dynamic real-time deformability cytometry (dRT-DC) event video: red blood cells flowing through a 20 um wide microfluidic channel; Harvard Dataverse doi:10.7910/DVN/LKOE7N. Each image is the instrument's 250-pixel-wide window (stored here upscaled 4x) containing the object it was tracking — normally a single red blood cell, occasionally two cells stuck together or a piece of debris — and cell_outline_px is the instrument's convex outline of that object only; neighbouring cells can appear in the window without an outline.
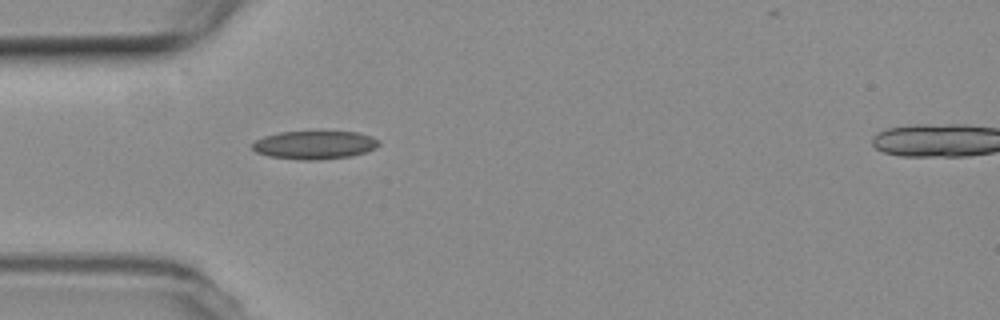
{"species": "common noctule bat (a hibernating species)", "species_latin": "Nyctalus noctula", "temperature_condition": "room temperature", "stored_images_in_passage": 2, "camera_frame_rate_fps": 3000, "um_per_image_px": 0.085, "animal": {"sex": "female", "body_mass_g": 19.3, "forearm_length_mm": 54.1}, "frame": {"image": 1, "passage_image": 1, "time_ms": 0.0, "image_size_px": [1000, 320], "cell_outline_px": [[380, 144], [376, 148], [352, 156], [320, 160], [300, 160], [268, 156], [256, 152], [252, 148], [252, 144], [256, 140], [264, 136], [280, 132], [360, 132], [372, 136], [380, 140]], "centroid_in_image_um": [26.76, 12.33], "position_along_channel_um": 58.2, "area_um2": 20.98}}